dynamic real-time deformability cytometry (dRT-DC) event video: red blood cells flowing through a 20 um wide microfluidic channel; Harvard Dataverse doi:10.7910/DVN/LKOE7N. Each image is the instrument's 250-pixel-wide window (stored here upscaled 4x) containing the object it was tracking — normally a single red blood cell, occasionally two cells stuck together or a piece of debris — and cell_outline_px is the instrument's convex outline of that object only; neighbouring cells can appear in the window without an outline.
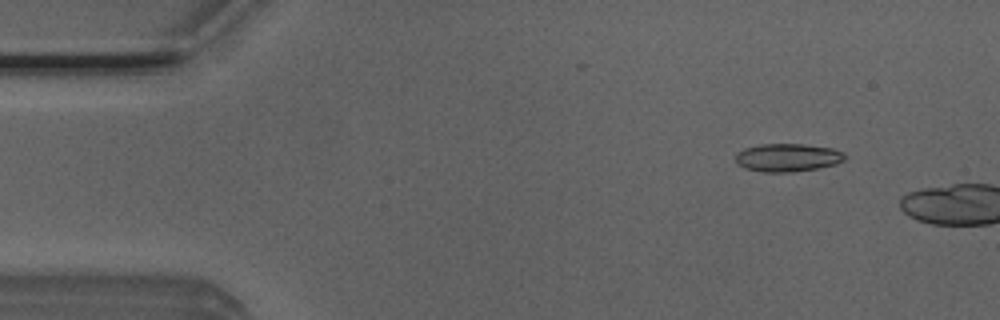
{"species": "Egyptian fruit bat (a non-hibernating species)", "species_latin": "Rousettus aegyptiacus", "temperature_condition": "room temperature", "stored_images_in_passage": 4, "camera_frame_rate_fps": 3000, "um_per_image_px": 0.085, "animal": {"sex": "male"}, "frame": {"image": 1, "passage_image": 2, "time_ms": 0.333, "image_size_px": [1000, 320], "cell_outline_px": [[848, 156], [844, 160], [836, 164], [820, 168], [792, 172], [764, 172], [744, 168], [736, 164], [736, 152], [744, 148], [760, 144], [804, 144], [832, 148], [844, 152]], "centroid_in_image_um": [66.96, 13.39], "position_along_channel_um": 18.0, "area_um2": 18.15}}